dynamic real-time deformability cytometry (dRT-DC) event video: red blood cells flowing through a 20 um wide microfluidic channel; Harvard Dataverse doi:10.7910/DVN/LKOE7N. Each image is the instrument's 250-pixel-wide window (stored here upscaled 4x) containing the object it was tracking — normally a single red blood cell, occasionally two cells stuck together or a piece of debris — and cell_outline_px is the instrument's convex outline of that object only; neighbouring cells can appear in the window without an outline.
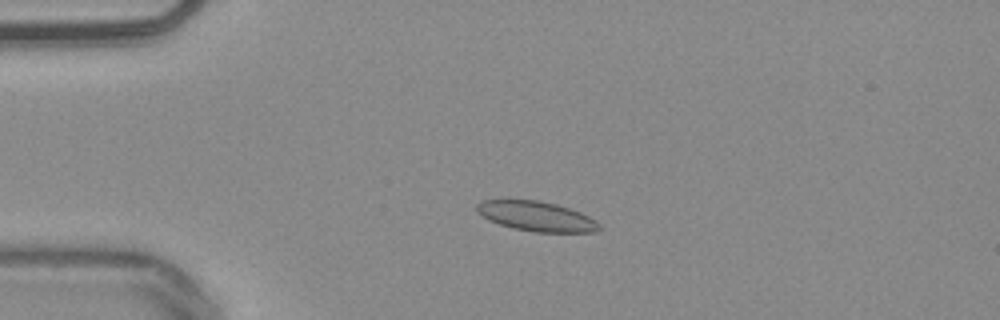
{"species": "common noctule bat (a hibernating species)", "species_latin": "Nyctalus noctula", "temperature_condition": "warm", "stored_images_in_passage": 53, "camera_frame_rate_fps": 3000, "um_per_image_px": 0.085, "animal": {"sex": "male", "body_mass_g": 20.4}, "frame": {"image": 1, "passage_image": 13, "time_ms": 4.0, "image_size_px": [1000, 320], "cell_outline_px": [[600, 228], [596, 232], [532, 232], [512, 228], [488, 220], [476, 212], [476, 204], [480, 200], [536, 200], [556, 204], [580, 212], [596, 220], [600, 224]], "centroid_in_image_um": [45.57, 18.39], "position_along_channel_um": 39.4, "area_um2": 21.33}}
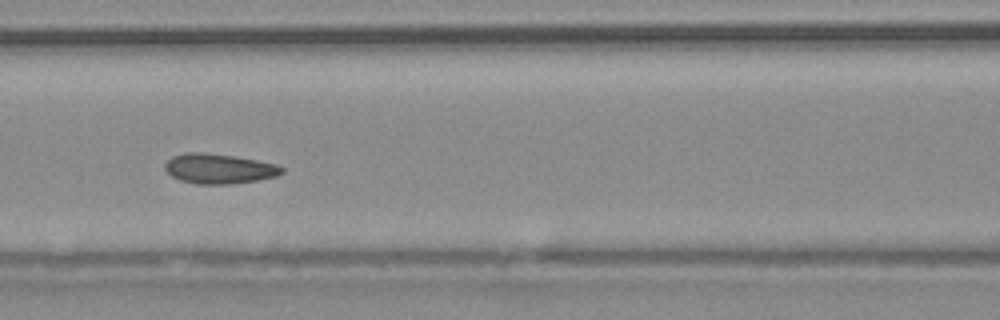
{"frame": {"image": 2, "passage_image": 24, "time_ms": 7.667, "image_size_px": [1000, 320], "cell_outline_px": [[284, 172], [276, 176], [256, 180], [232, 184], [196, 184], [180, 180], [172, 176], [164, 168], [164, 164], [172, 156], [184, 152], [204, 152], [236, 156], [276, 164], [284, 168]], "centroid_in_image_um": [18.6, 14.33], "position_along_channel_um": 148.0, "area_um2": 20.46}}
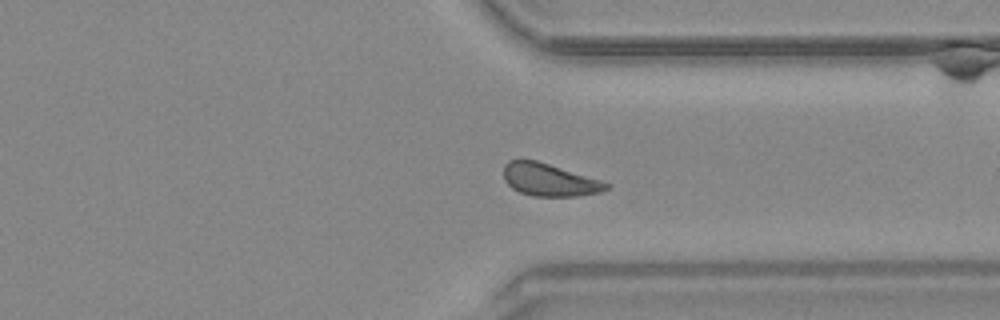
{"frame": {"image": 3, "passage_image": 41, "time_ms": 13.333, "image_size_px": [1000, 320], "cell_outline_px": [[612, 184], [608, 188], [600, 192], [576, 196], [532, 196], [520, 192], [512, 188], [504, 180], [504, 164], [508, 160], [520, 156], [536, 160], [604, 180]], "centroid_in_image_um": [46.68, 15.24], "position_along_channel_um": 364.7, "area_um2": 20.06}, "authors_computed_cell_mechanics": {"area_um2": 20.23, "velocity_mm_per_s": 3.822, "shape_relaxation_time_tau1_ms": 3.1297, "shape_relaxation_time_tau2_ms": 1.4091, "deformation_change_tau1": 0.0625, "deformation_change_tau2": 0.0611}}